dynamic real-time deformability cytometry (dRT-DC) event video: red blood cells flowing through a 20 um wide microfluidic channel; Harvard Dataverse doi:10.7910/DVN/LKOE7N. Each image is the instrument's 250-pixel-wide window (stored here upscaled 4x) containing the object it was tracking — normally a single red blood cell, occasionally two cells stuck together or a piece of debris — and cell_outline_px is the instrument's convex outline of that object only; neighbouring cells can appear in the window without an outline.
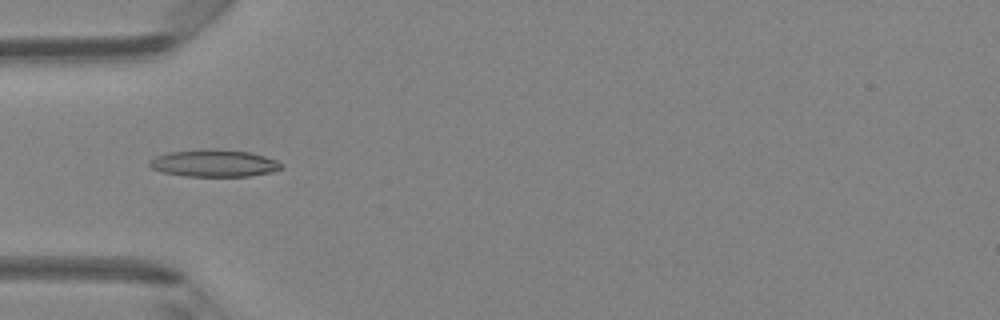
{"species": "Egyptian fruit bat (a non-hibernating species)", "species_latin": "Rousettus aegyptiacus", "temperature_condition": "room temperature", "stored_images_in_passage": 1, "camera_frame_rate_fps": 3000, "um_per_image_px": 0.085, "animal": {"sex": "female"}, "frame": {"image": 1, "passage_image": 1, "time_ms": 0.0, "image_size_px": [1000, 320], "cell_outline_px": [[284, 168], [272, 172], [248, 176], [184, 176], [160, 172], [152, 168], [148, 164], [148, 160], [156, 156], [168, 152], [204, 148], [212, 148], [252, 152], [276, 160], [284, 164]], "centroid_in_image_um": [18.19, 13.86], "position_along_channel_um": 66.8, "area_um2": 21.27}}